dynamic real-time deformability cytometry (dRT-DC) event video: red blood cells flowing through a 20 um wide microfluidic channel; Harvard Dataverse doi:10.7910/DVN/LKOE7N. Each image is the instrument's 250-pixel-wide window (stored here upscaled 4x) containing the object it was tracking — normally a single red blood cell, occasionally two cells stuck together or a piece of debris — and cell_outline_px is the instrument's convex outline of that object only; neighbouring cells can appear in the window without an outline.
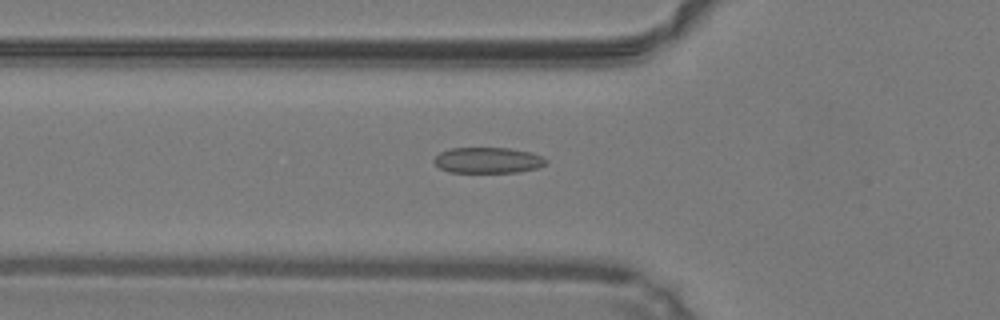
{"species": "common noctule bat (a hibernating species)", "species_latin": "Nyctalus noctula", "temperature_condition": "warm", "stored_images_in_passage": 16, "camera_frame_rate_fps": 3000, "um_per_image_px": 0.085, "animal": {"sex": "male", "body_mass_g": 19.2, "forearm_length_mm": 51.8}, "frame": {"image": 1, "passage_image": 6, "time_ms": 1.667, "image_size_px": [1000, 320], "cell_outline_px": [[548, 160], [544, 164], [536, 168], [516, 172], [448, 172], [440, 168], [432, 160], [440, 152], [452, 148], [508, 148], [532, 152], [544, 156]], "centroid_in_image_um": [41.48, 13.61], "position_along_channel_um": 84.3, "area_um2": 16.82}}
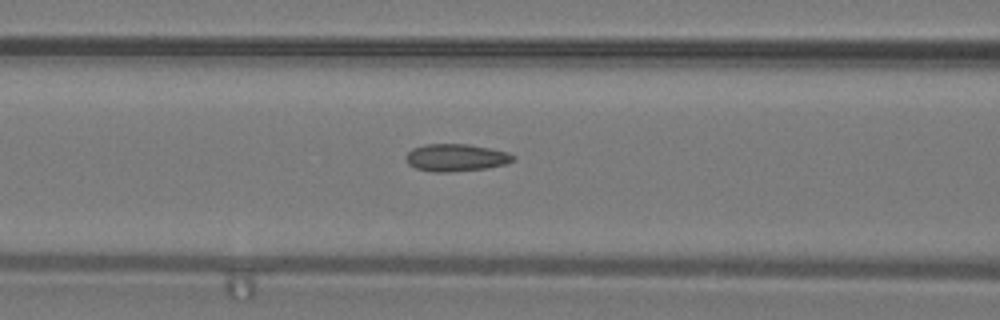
{"frame": {"image": 2, "passage_image": 9, "time_ms": 2.667, "image_size_px": [1000, 320], "cell_outline_px": [[516, 160], [508, 164], [488, 168], [448, 172], [432, 172], [416, 168], [408, 164], [404, 156], [412, 148], [424, 144], [468, 144], [492, 148], [508, 152], [516, 156]], "centroid_in_image_um": [38.79, 13.39], "position_along_channel_um": 127.8, "area_um2": 17.46}}
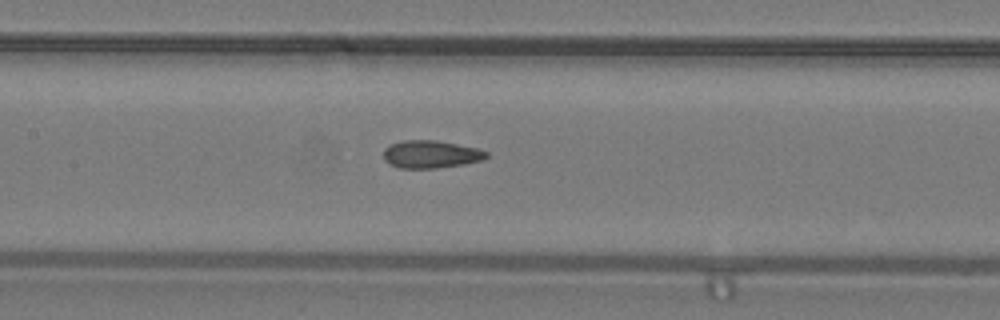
{"frame": {"image": 3, "passage_image": 12, "time_ms": 3.667, "image_size_px": [1000, 320], "cell_outline_px": [[488, 156], [480, 160], [464, 164], [436, 168], [400, 168], [388, 164], [384, 160], [384, 148], [392, 144], [404, 140], [436, 140], [476, 148], [488, 152]], "centroid_in_image_um": [36.59, 13.12], "position_along_channel_um": 170.8, "area_um2": 16.47}}